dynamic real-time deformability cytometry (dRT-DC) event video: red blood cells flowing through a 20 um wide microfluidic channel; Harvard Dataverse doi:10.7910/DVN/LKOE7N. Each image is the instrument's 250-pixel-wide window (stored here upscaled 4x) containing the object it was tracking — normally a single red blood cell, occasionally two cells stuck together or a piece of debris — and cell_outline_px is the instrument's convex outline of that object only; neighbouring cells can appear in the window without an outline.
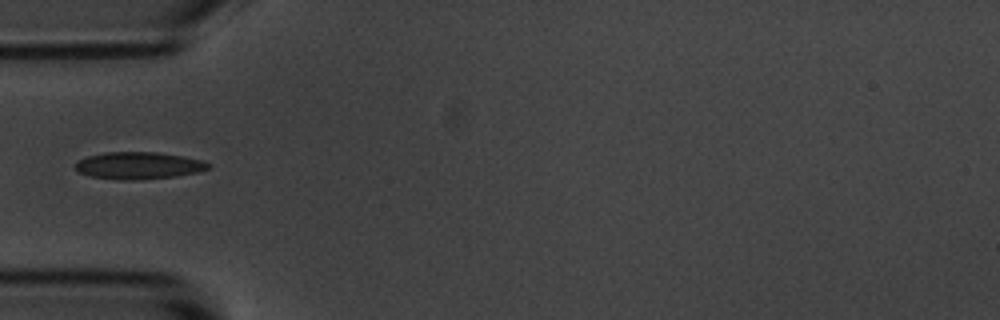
{"species": "common noctule bat (a hibernating species)", "species_latin": "Nyctalus noctula", "temperature_condition": "room temperature", "stored_images_in_passage": 6, "camera_frame_rate_fps": 3000, "um_per_image_px": 0.085, "animal": {"sex": "male", "body_mass_g": 20.1, "forearm_length_mm": 53.5}, "frame": {"image": 1, "passage_image": 5, "time_ms": 4.667, "image_size_px": [1000, 320], "cell_outline_px": [[212, 164], [208, 168], [196, 172], [176, 176], [132, 180], [120, 180], [92, 176], [80, 172], [76, 168], [76, 160], [88, 156], [104, 152], [156, 152], [184, 156], [204, 160]], "centroid_in_image_um": [11.8, 14.06], "position_along_channel_um": 73.2, "area_um2": 20.92}}